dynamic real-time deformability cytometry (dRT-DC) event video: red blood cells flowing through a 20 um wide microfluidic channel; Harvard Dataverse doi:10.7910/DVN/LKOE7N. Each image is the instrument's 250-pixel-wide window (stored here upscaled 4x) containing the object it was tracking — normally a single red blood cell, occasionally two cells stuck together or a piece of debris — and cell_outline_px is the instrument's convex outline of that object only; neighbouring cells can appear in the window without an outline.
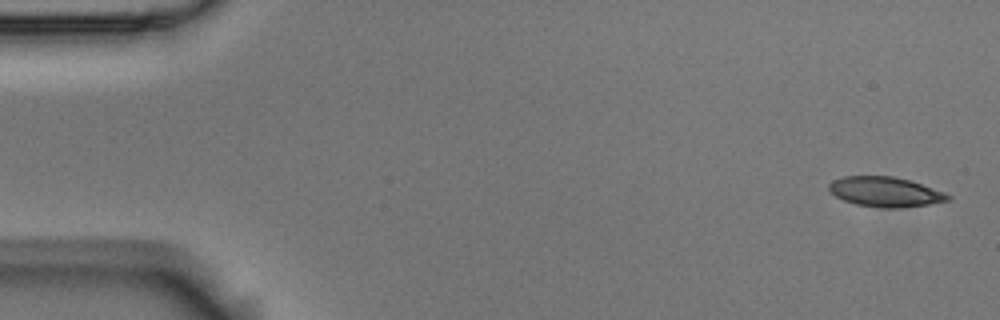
{"species": "Egyptian fruit bat (a non-hibernating species)", "species_latin": "Rousettus aegyptiacus", "temperature_condition": "room temperature", "stored_images_in_passage": 5, "camera_frame_rate_fps": 3000, "um_per_image_px": 0.085, "animal": {"sex": "male"}, "frame": {"image": 1, "passage_image": 1, "time_ms": 0.0, "image_size_px": [1000, 320], "cell_outline_px": [[952, 200], [928, 204], [900, 208], [884, 208], [856, 204], [844, 200], [836, 196], [828, 188], [828, 184], [832, 180], [844, 176], [892, 176], [908, 180], [944, 192], [952, 196]], "centroid_in_image_um": [75.25, 16.31], "position_along_channel_um": 9.8, "area_um2": 20.58}}
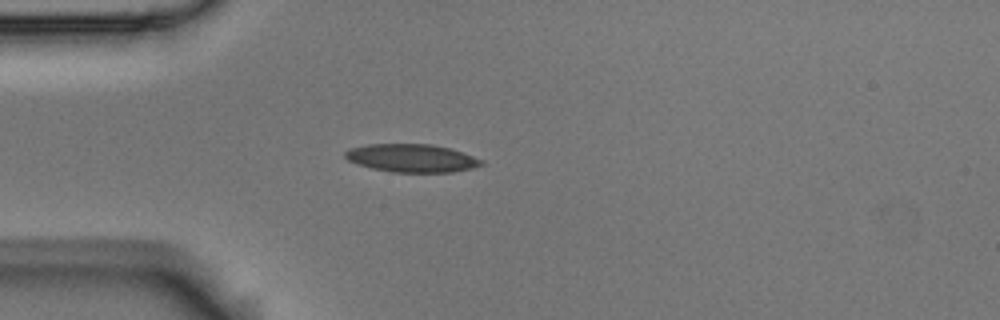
{"frame": {"image": 2, "passage_image": 5, "time_ms": 1.333, "image_size_px": [1000, 320], "cell_outline_px": [[484, 164], [472, 168], [452, 172], [392, 172], [372, 168], [348, 160], [344, 156], [344, 152], [352, 148], [368, 144], [432, 144], [448, 148], [484, 160]], "centroid_in_image_um": [35.0, 13.44], "position_along_channel_um": 50.0, "area_um2": 22.02}}